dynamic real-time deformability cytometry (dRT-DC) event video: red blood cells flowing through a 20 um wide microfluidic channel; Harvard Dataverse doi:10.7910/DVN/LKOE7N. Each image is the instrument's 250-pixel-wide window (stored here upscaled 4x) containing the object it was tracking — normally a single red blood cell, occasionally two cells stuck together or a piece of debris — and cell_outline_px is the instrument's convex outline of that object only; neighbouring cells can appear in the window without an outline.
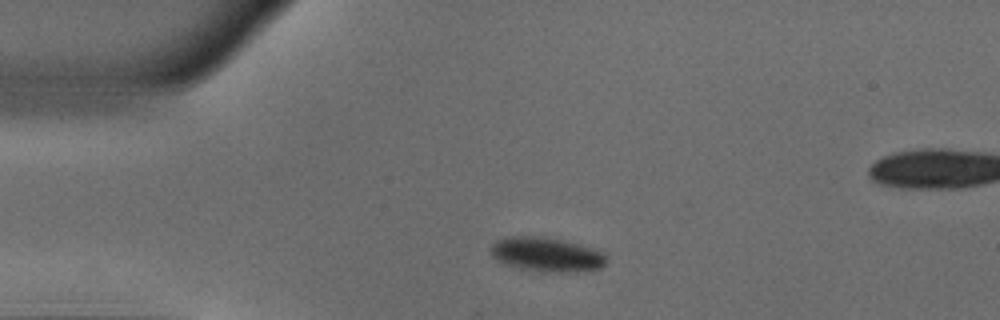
{"species": "common noctule bat (a hibernating species)", "species_latin": "Nyctalus noctula", "temperature_condition": "warm", "stored_images_in_passage": 42, "camera_frame_rate_fps": 3000, "um_per_image_px": 0.085, "animal": {"sex": "male", "body_mass_g": 18.8}, "frame": {"image": 1, "passage_image": 1, "time_ms": 0.0, "image_size_px": [1000, 320], "cell_outline_px": [[604, 264], [600, 268], [584, 272], [540, 272], [520, 268], [504, 264], [496, 260], [492, 256], [492, 244], [496, 240], [508, 236], [544, 236], [576, 244], [604, 252]], "centroid_in_image_um": [46.42, 21.64], "position_along_channel_um": 38.6, "area_um2": 23.06}}
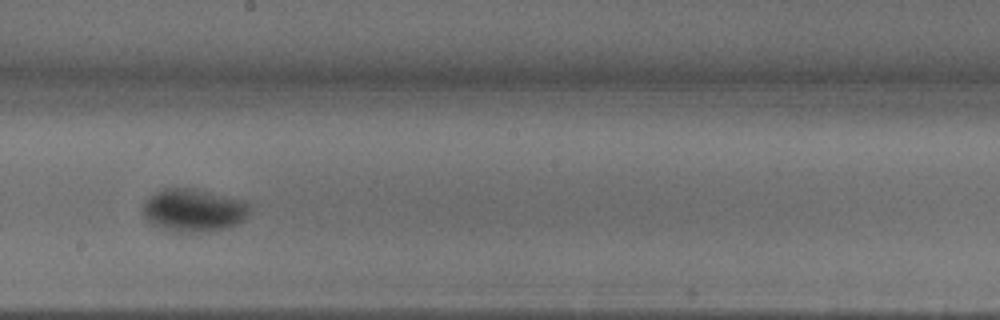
{"frame": {"image": 2, "passage_image": 18, "time_ms": 5.667, "image_size_px": [1000, 320], "cell_outline_px": [[252, 208], [244, 220], [228, 228], [212, 232], [172, 232], [160, 228], [152, 224], [144, 216], [140, 208], [156, 192], [164, 188], [192, 188], [244, 200]], "centroid_in_image_um": [16.47, 17.9], "position_along_channel_um": 231.7, "area_um2": 26.93}}
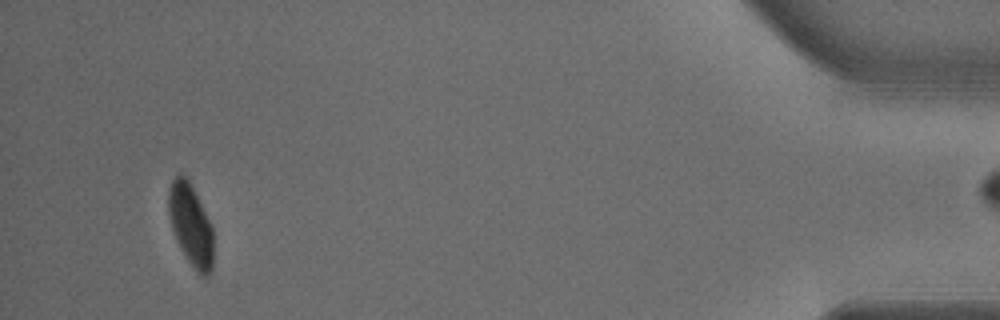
{"frame": {"image": 3, "passage_image": 38, "time_ms": 12.333, "image_size_px": [1000, 320], "cell_outline_px": [[212, 268], [208, 276], [200, 276], [196, 272], [180, 248], [176, 240], [172, 228], [168, 212], [168, 188], [172, 180], [180, 172], [188, 176], [212, 224]], "centroid_in_image_um": [16.2, 19.06], "position_along_channel_um": 419.0, "area_um2": 21.73}, "authors_computed_cell_mechanics": {"area_um2": 24.9985, "velocity_mm_per_s": 3.9238, "shape_relaxation_time_tau1_ms": 2.9985, "shape_relaxation_time_tau2_ms": null, "deformation_change_tau1": 0.1416, "deformation_change_tau2": null}}